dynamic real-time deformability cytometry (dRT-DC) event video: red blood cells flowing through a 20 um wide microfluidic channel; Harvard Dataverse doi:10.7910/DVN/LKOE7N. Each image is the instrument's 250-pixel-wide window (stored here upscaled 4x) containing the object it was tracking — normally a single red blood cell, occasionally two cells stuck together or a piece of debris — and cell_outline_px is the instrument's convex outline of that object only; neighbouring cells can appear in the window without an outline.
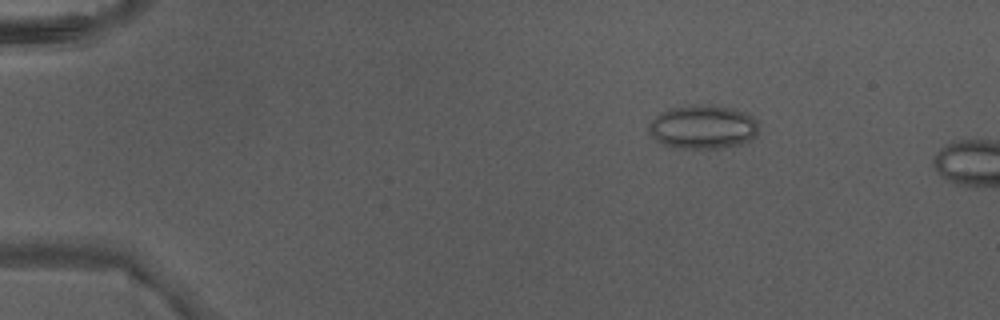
{"species": "Egyptian fruit bat (a non-hibernating species)", "species_latin": "Rousettus aegyptiacus", "temperature_condition": "warm", "stored_images_in_passage": 3, "camera_frame_rate_fps": 3000, "um_per_image_px": 0.085, "animal": {"sex": "male"}, "frame": {"image": 1, "passage_image": 2, "time_ms": 0.333, "image_size_px": [1000, 320], "cell_outline_px": [[756, 136], [752, 140], [740, 144], [720, 148], [684, 148], [660, 144], [648, 132], [648, 124], [660, 112], [672, 108], [708, 104], [712, 104], [732, 108], [744, 112], [752, 116], [756, 120]], "centroid_in_image_um": [59.73, 10.79], "position_along_channel_um": 25.3, "area_um2": 27.98}}